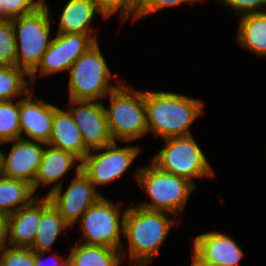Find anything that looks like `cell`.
I'll return each instance as SVG.
<instances>
[{
  "label": "cell",
  "instance_id": "1",
  "mask_svg": "<svg viewBox=\"0 0 266 266\" xmlns=\"http://www.w3.org/2000/svg\"><path fill=\"white\" fill-rule=\"evenodd\" d=\"M171 216L173 217L170 218ZM176 219L175 215L165 211L128 205L123 230L127 250L123 246L120 248L122 260L128 259L131 266H147L152 263L169 232L179 224V219Z\"/></svg>",
  "mask_w": 266,
  "mask_h": 266
},
{
  "label": "cell",
  "instance_id": "2",
  "mask_svg": "<svg viewBox=\"0 0 266 266\" xmlns=\"http://www.w3.org/2000/svg\"><path fill=\"white\" fill-rule=\"evenodd\" d=\"M204 101L174 91H145L148 133L162 139L192 135L191 125L203 115Z\"/></svg>",
  "mask_w": 266,
  "mask_h": 266
},
{
  "label": "cell",
  "instance_id": "3",
  "mask_svg": "<svg viewBox=\"0 0 266 266\" xmlns=\"http://www.w3.org/2000/svg\"><path fill=\"white\" fill-rule=\"evenodd\" d=\"M138 186L150 198V202H139V207L165 211L177 218L184 212L190 195L196 189L188 179L162 171L152 162L136 169Z\"/></svg>",
  "mask_w": 266,
  "mask_h": 266
},
{
  "label": "cell",
  "instance_id": "4",
  "mask_svg": "<svg viewBox=\"0 0 266 266\" xmlns=\"http://www.w3.org/2000/svg\"><path fill=\"white\" fill-rule=\"evenodd\" d=\"M102 53L97 41L72 64L67 73L69 100L102 102L123 82L118 73L111 72Z\"/></svg>",
  "mask_w": 266,
  "mask_h": 266
},
{
  "label": "cell",
  "instance_id": "5",
  "mask_svg": "<svg viewBox=\"0 0 266 266\" xmlns=\"http://www.w3.org/2000/svg\"><path fill=\"white\" fill-rule=\"evenodd\" d=\"M105 99L110 102L109 108L105 104L104 108L114 141L131 144L148 134L145 90L134 89L123 79Z\"/></svg>",
  "mask_w": 266,
  "mask_h": 266
},
{
  "label": "cell",
  "instance_id": "6",
  "mask_svg": "<svg viewBox=\"0 0 266 266\" xmlns=\"http://www.w3.org/2000/svg\"><path fill=\"white\" fill-rule=\"evenodd\" d=\"M49 5L45 4L34 12L12 19L15 29L16 66L29 76L37 69L47 51L51 38Z\"/></svg>",
  "mask_w": 266,
  "mask_h": 266
},
{
  "label": "cell",
  "instance_id": "7",
  "mask_svg": "<svg viewBox=\"0 0 266 266\" xmlns=\"http://www.w3.org/2000/svg\"><path fill=\"white\" fill-rule=\"evenodd\" d=\"M164 146L151 161L162 171L184 177L196 186L194 179L215 177L213 166L206 158L193 134L163 139Z\"/></svg>",
  "mask_w": 266,
  "mask_h": 266
},
{
  "label": "cell",
  "instance_id": "8",
  "mask_svg": "<svg viewBox=\"0 0 266 266\" xmlns=\"http://www.w3.org/2000/svg\"><path fill=\"white\" fill-rule=\"evenodd\" d=\"M122 202L115 203L105 196H101L90 206L76 223L82 237L77 240L86 245H102L120 249L123 238L124 212L121 211ZM123 213V214H122Z\"/></svg>",
  "mask_w": 266,
  "mask_h": 266
},
{
  "label": "cell",
  "instance_id": "9",
  "mask_svg": "<svg viewBox=\"0 0 266 266\" xmlns=\"http://www.w3.org/2000/svg\"><path fill=\"white\" fill-rule=\"evenodd\" d=\"M141 146H119L117 141L102 148L89 151L82 160L81 170L97 186L108 185L125 176L137 156Z\"/></svg>",
  "mask_w": 266,
  "mask_h": 266
},
{
  "label": "cell",
  "instance_id": "10",
  "mask_svg": "<svg viewBox=\"0 0 266 266\" xmlns=\"http://www.w3.org/2000/svg\"><path fill=\"white\" fill-rule=\"evenodd\" d=\"M97 41L99 40L96 35L56 32L41 63L30 75L32 87L35 88L38 74L42 78L63 71L68 73L72 64Z\"/></svg>",
  "mask_w": 266,
  "mask_h": 266
},
{
  "label": "cell",
  "instance_id": "11",
  "mask_svg": "<svg viewBox=\"0 0 266 266\" xmlns=\"http://www.w3.org/2000/svg\"><path fill=\"white\" fill-rule=\"evenodd\" d=\"M68 185L66 191H63L64 187L61 185L47 197L72 227L103 194L94 187L82 170L75 171V176Z\"/></svg>",
  "mask_w": 266,
  "mask_h": 266
},
{
  "label": "cell",
  "instance_id": "12",
  "mask_svg": "<svg viewBox=\"0 0 266 266\" xmlns=\"http://www.w3.org/2000/svg\"><path fill=\"white\" fill-rule=\"evenodd\" d=\"M68 109L78 126L85 147L91 151L114 142L101 101L68 100Z\"/></svg>",
  "mask_w": 266,
  "mask_h": 266
},
{
  "label": "cell",
  "instance_id": "13",
  "mask_svg": "<svg viewBox=\"0 0 266 266\" xmlns=\"http://www.w3.org/2000/svg\"><path fill=\"white\" fill-rule=\"evenodd\" d=\"M35 96L36 94L34 95V91L31 89L19 99L21 138L48 144L52 132L54 110L57 105Z\"/></svg>",
  "mask_w": 266,
  "mask_h": 266
},
{
  "label": "cell",
  "instance_id": "14",
  "mask_svg": "<svg viewBox=\"0 0 266 266\" xmlns=\"http://www.w3.org/2000/svg\"><path fill=\"white\" fill-rule=\"evenodd\" d=\"M6 155L3 150L2 175L28 182L33 186L45 150V143L26 139H15Z\"/></svg>",
  "mask_w": 266,
  "mask_h": 266
},
{
  "label": "cell",
  "instance_id": "15",
  "mask_svg": "<svg viewBox=\"0 0 266 266\" xmlns=\"http://www.w3.org/2000/svg\"><path fill=\"white\" fill-rule=\"evenodd\" d=\"M192 250L212 266H239L245 257L232 236L215 230L197 235Z\"/></svg>",
  "mask_w": 266,
  "mask_h": 266
},
{
  "label": "cell",
  "instance_id": "16",
  "mask_svg": "<svg viewBox=\"0 0 266 266\" xmlns=\"http://www.w3.org/2000/svg\"><path fill=\"white\" fill-rule=\"evenodd\" d=\"M81 167L82 161L72 153L46 144L42 161L32 186L33 191L40 197V193H37L39 186L44 188L45 186H52L54 184L49 188L47 194L41 195L48 196L62 185V179H65V176L71 169L74 168L75 171H80Z\"/></svg>",
  "mask_w": 266,
  "mask_h": 266
},
{
  "label": "cell",
  "instance_id": "17",
  "mask_svg": "<svg viewBox=\"0 0 266 266\" xmlns=\"http://www.w3.org/2000/svg\"><path fill=\"white\" fill-rule=\"evenodd\" d=\"M41 221V196L9 216L7 246L31 248Z\"/></svg>",
  "mask_w": 266,
  "mask_h": 266
},
{
  "label": "cell",
  "instance_id": "18",
  "mask_svg": "<svg viewBox=\"0 0 266 266\" xmlns=\"http://www.w3.org/2000/svg\"><path fill=\"white\" fill-rule=\"evenodd\" d=\"M48 145L70 152L81 161L89 152L70 111L58 106L54 110L52 132Z\"/></svg>",
  "mask_w": 266,
  "mask_h": 266
},
{
  "label": "cell",
  "instance_id": "19",
  "mask_svg": "<svg viewBox=\"0 0 266 266\" xmlns=\"http://www.w3.org/2000/svg\"><path fill=\"white\" fill-rule=\"evenodd\" d=\"M61 10L57 33L97 35L91 24L101 13L91 0H69Z\"/></svg>",
  "mask_w": 266,
  "mask_h": 266
},
{
  "label": "cell",
  "instance_id": "20",
  "mask_svg": "<svg viewBox=\"0 0 266 266\" xmlns=\"http://www.w3.org/2000/svg\"><path fill=\"white\" fill-rule=\"evenodd\" d=\"M69 228L71 226L60 215L58 209L51 203L50 199L47 196H42L41 221L31 249L34 252L52 251V245Z\"/></svg>",
  "mask_w": 266,
  "mask_h": 266
},
{
  "label": "cell",
  "instance_id": "21",
  "mask_svg": "<svg viewBox=\"0 0 266 266\" xmlns=\"http://www.w3.org/2000/svg\"><path fill=\"white\" fill-rule=\"evenodd\" d=\"M237 30L236 41L241 49L266 56V12L240 16Z\"/></svg>",
  "mask_w": 266,
  "mask_h": 266
},
{
  "label": "cell",
  "instance_id": "22",
  "mask_svg": "<svg viewBox=\"0 0 266 266\" xmlns=\"http://www.w3.org/2000/svg\"><path fill=\"white\" fill-rule=\"evenodd\" d=\"M68 266H120L123 263L120 249L77 242L70 246Z\"/></svg>",
  "mask_w": 266,
  "mask_h": 266
},
{
  "label": "cell",
  "instance_id": "23",
  "mask_svg": "<svg viewBox=\"0 0 266 266\" xmlns=\"http://www.w3.org/2000/svg\"><path fill=\"white\" fill-rule=\"evenodd\" d=\"M35 198L37 196L28 182L0 176V211L11 215Z\"/></svg>",
  "mask_w": 266,
  "mask_h": 266
},
{
  "label": "cell",
  "instance_id": "24",
  "mask_svg": "<svg viewBox=\"0 0 266 266\" xmlns=\"http://www.w3.org/2000/svg\"><path fill=\"white\" fill-rule=\"evenodd\" d=\"M30 76L17 66L0 65V101L24 97L32 88Z\"/></svg>",
  "mask_w": 266,
  "mask_h": 266
},
{
  "label": "cell",
  "instance_id": "25",
  "mask_svg": "<svg viewBox=\"0 0 266 266\" xmlns=\"http://www.w3.org/2000/svg\"><path fill=\"white\" fill-rule=\"evenodd\" d=\"M19 99L0 101V142L21 138Z\"/></svg>",
  "mask_w": 266,
  "mask_h": 266
},
{
  "label": "cell",
  "instance_id": "26",
  "mask_svg": "<svg viewBox=\"0 0 266 266\" xmlns=\"http://www.w3.org/2000/svg\"><path fill=\"white\" fill-rule=\"evenodd\" d=\"M101 13V19L109 20L114 14L120 17L121 25L128 19L136 22L138 4L134 0H91Z\"/></svg>",
  "mask_w": 266,
  "mask_h": 266
},
{
  "label": "cell",
  "instance_id": "27",
  "mask_svg": "<svg viewBox=\"0 0 266 266\" xmlns=\"http://www.w3.org/2000/svg\"><path fill=\"white\" fill-rule=\"evenodd\" d=\"M0 65L16 66L15 29L12 20H0Z\"/></svg>",
  "mask_w": 266,
  "mask_h": 266
},
{
  "label": "cell",
  "instance_id": "28",
  "mask_svg": "<svg viewBox=\"0 0 266 266\" xmlns=\"http://www.w3.org/2000/svg\"><path fill=\"white\" fill-rule=\"evenodd\" d=\"M45 0H0V20H12L36 11Z\"/></svg>",
  "mask_w": 266,
  "mask_h": 266
},
{
  "label": "cell",
  "instance_id": "29",
  "mask_svg": "<svg viewBox=\"0 0 266 266\" xmlns=\"http://www.w3.org/2000/svg\"><path fill=\"white\" fill-rule=\"evenodd\" d=\"M35 252L31 248L0 247V266H34Z\"/></svg>",
  "mask_w": 266,
  "mask_h": 266
},
{
  "label": "cell",
  "instance_id": "30",
  "mask_svg": "<svg viewBox=\"0 0 266 266\" xmlns=\"http://www.w3.org/2000/svg\"><path fill=\"white\" fill-rule=\"evenodd\" d=\"M216 1V0H215ZM237 16L266 12V0H217Z\"/></svg>",
  "mask_w": 266,
  "mask_h": 266
},
{
  "label": "cell",
  "instance_id": "31",
  "mask_svg": "<svg viewBox=\"0 0 266 266\" xmlns=\"http://www.w3.org/2000/svg\"><path fill=\"white\" fill-rule=\"evenodd\" d=\"M203 0H143L138 5L136 21L145 18L148 15L155 14L165 8L180 6L181 4H193L194 2Z\"/></svg>",
  "mask_w": 266,
  "mask_h": 266
},
{
  "label": "cell",
  "instance_id": "32",
  "mask_svg": "<svg viewBox=\"0 0 266 266\" xmlns=\"http://www.w3.org/2000/svg\"><path fill=\"white\" fill-rule=\"evenodd\" d=\"M47 252H35V264L34 266H44L45 264V259L44 257L47 256L46 255ZM58 253H55L50 257L52 258V261L50 264V266H68L69 264V258L68 257H63L61 255H57ZM50 257L48 259H50ZM46 265V264H45Z\"/></svg>",
  "mask_w": 266,
  "mask_h": 266
},
{
  "label": "cell",
  "instance_id": "33",
  "mask_svg": "<svg viewBox=\"0 0 266 266\" xmlns=\"http://www.w3.org/2000/svg\"><path fill=\"white\" fill-rule=\"evenodd\" d=\"M9 214L0 211V247L7 245Z\"/></svg>",
  "mask_w": 266,
  "mask_h": 266
},
{
  "label": "cell",
  "instance_id": "34",
  "mask_svg": "<svg viewBox=\"0 0 266 266\" xmlns=\"http://www.w3.org/2000/svg\"><path fill=\"white\" fill-rule=\"evenodd\" d=\"M191 252H192V262H191L190 266H212L210 263L204 261L193 250Z\"/></svg>",
  "mask_w": 266,
  "mask_h": 266
},
{
  "label": "cell",
  "instance_id": "35",
  "mask_svg": "<svg viewBox=\"0 0 266 266\" xmlns=\"http://www.w3.org/2000/svg\"><path fill=\"white\" fill-rule=\"evenodd\" d=\"M1 145H3V143L0 142ZM2 170H3V151L1 150L0 147V176H2Z\"/></svg>",
  "mask_w": 266,
  "mask_h": 266
},
{
  "label": "cell",
  "instance_id": "36",
  "mask_svg": "<svg viewBox=\"0 0 266 266\" xmlns=\"http://www.w3.org/2000/svg\"><path fill=\"white\" fill-rule=\"evenodd\" d=\"M138 5L143 1V0H134Z\"/></svg>",
  "mask_w": 266,
  "mask_h": 266
}]
</instances>
